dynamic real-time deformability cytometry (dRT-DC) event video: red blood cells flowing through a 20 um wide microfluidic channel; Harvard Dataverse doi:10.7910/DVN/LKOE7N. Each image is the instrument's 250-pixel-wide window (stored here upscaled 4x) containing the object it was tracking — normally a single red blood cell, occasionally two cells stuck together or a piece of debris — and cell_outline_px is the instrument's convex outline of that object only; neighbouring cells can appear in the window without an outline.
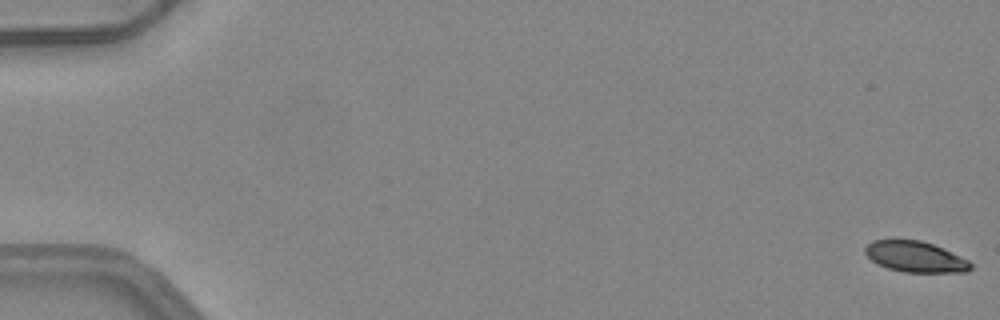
{"species": "common noctule bat (a hibernating species)", "species_latin": "Nyctalus noctula", "temperature_condition": "warm", "stored_images_in_passage": 51, "camera_frame_rate_fps": 3000, "um_per_image_px": 0.085, "animal": {"sex": "female", "body_mass_g": 24.6, "forearm_length_mm": 56.2}, "frame": {"image": 1, "passage_image": 1, "time_ms": 0.0, "image_size_px": [1000, 320], "cell_outline_px": [[972, 268], [968, 272], [904, 272], [888, 268], [876, 264], [864, 252], [864, 248], [872, 240], [892, 236], [920, 240], [944, 248], [968, 260], [972, 264]], "centroid_in_image_um": [77.75, 21.77], "position_along_channel_um": 7.3, "area_um2": 19.65}}
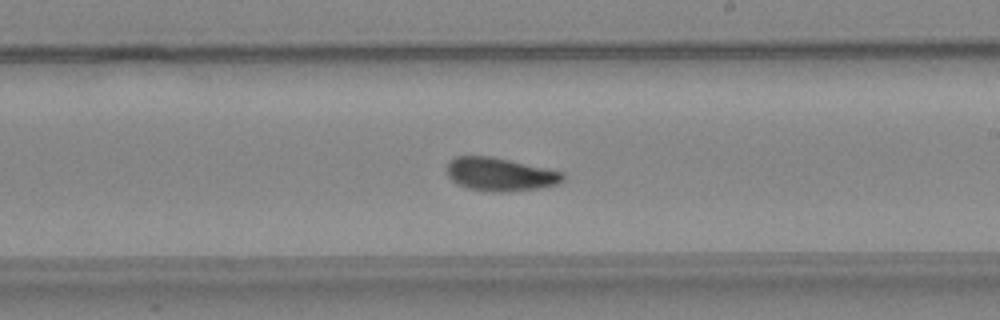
{"frame": {"image": 2, "passage_image": 31, "time_ms": 10.0, "image_size_px": [1000, 320], "cell_outline_px": [[564, 180], [556, 184], [540, 188], [500, 192], [492, 192], [468, 188], [456, 184], [448, 176], [448, 160], [456, 156], [492, 156], [564, 172]], "centroid_in_image_um": [42.49, 14.81], "position_along_channel_um": 246.5, "area_um2": 22.48}}
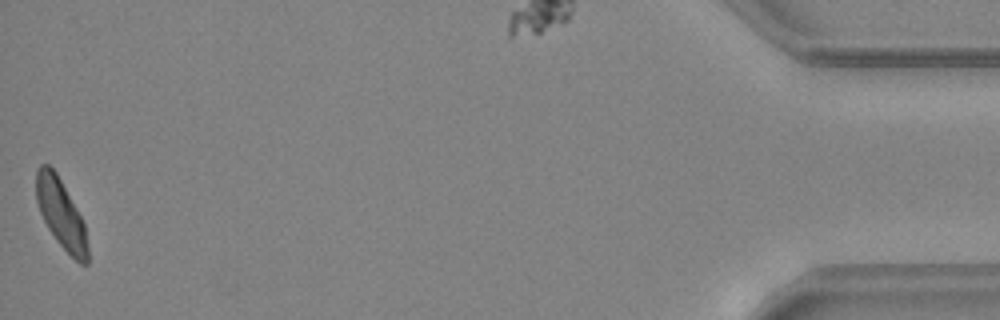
{"frame": {"image": 3, "passage_image": 51, "time_ms": 16.667, "image_size_px": [1000, 320], "cell_outline_px": [[88, 264], [80, 264], [56, 240], [48, 228], [40, 212], [36, 200], [36, 168], [40, 164], [48, 164], [56, 172], [76, 208], [84, 224], [88, 248]], "centroid_in_image_um": [5.17, 18.15], "position_along_channel_um": 430.0, "area_um2": 20.4}, "authors_computed_cell_mechanics": {"area_um2": 21.5594, "velocity_mm_per_s": 4.1498, "shape_relaxation_time_tau1_ms": 4.5077, "shape_relaxation_time_tau2_ms": 3.6963, "deformation_change_tau1": 0.1412, "deformation_change_tau2": 0.0981}}